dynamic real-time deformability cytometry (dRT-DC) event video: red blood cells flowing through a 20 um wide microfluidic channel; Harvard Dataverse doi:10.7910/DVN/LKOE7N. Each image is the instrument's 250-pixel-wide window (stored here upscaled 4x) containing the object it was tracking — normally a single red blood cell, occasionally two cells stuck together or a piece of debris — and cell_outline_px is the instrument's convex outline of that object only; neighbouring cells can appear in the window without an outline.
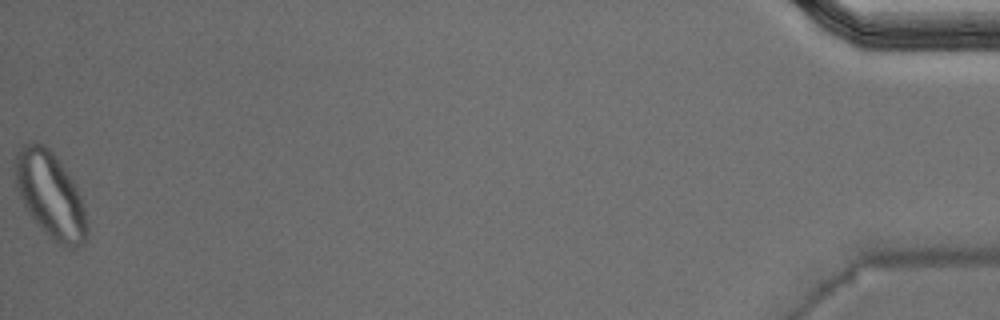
{"species": "Egyptian fruit bat (a non-hibernating species)", "species_latin": "Rousettus aegyptiacus", "temperature_condition": "warm", "stored_images_in_passage": 51, "segment_of_instrument_passage": [2, 2], "camera_frame_rate_fps": 3000, "um_per_image_px": 0.085, "animal": {"sex": "male"}, "frame": {"image": 1, "passage_image": 51, "time_ms": 16.667, "image_size_px": [1000, 320], "cell_outline_px": [[88, 236], [84, 244], [76, 248], [64, 248], [52, 240], [36, 224], [24, 208], [16, 184], [16, 152], [24, 144], [32, 140], [36, 140], [44, 144], [52, 152], [72, 180], [80, 196], [84, 208], [88, 228]], "centroid_in_image_um": [4.29, 16.63], "position_along_channel_um": 430.9, "area_um2": 36.13}}